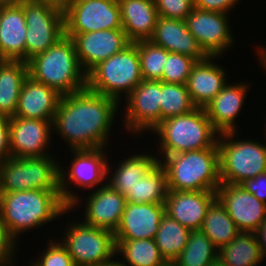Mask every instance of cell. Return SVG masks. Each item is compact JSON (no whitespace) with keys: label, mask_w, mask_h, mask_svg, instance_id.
<instances>
[{"label":"cell","mask_w":266,"mask_h":266,"mask_svg":"<svg viewBox=\"0 0 266 266\" xmlns=\"http://www.w3.org/2000/svg\"><path fill=\"white\" fill-rule=\"evenodd\" d=\"M119 107L116 100L87 87L61 96L53 131L56 130L70 150L106 148Z\"/></svg>","instance_id":"obj_1"},{"label":"cell","mask_w":266,"mask_h":266,"mask_svg":"<svg viewBox=\"0 0 266 266\" xmlns=\"http://www.w3.org/2000/svg\"><path fill=\"white\" fill-rule=\"evenodd\" d=\"M70 212L60 191L28 190L0 193V220L16 239ZM33 228V229H32ZM20 237V238H19Z\"/></svg>","instance_id":"obj_2"},{"label":"cell","mask_w":266,"mask_h":266,"mask_svg":"<svg viewBox=\"0 0 266 266\" xmlns=\"http://www.w3.org/2000/svg\"><path fill=\"white\" fill-rule=\"evenodd\" d=\"M28 75L65 96L87 86V73L82 69L74 41L64 35L45 52L27 61Z\"/></svg>","instance_id":"obj_3"},{"label":"cell","mask_w":266,"mask_h":266,"mask_svg":"<svg viewBox=\"0 0 266 266\" xmlns=\"http://www.w3.org/2000/svg\"><path fill=\"white\" fill-rule=\"evenodd\" d=\"M166 172L168 190L217 191L220 186L217 143L207 149L158 158Z\"/></svg>","instance_id":"obj_4"},{"label":"cell","mask_w":266,"mask_h":266,"mask_svg":"<svg viewBox=\"0 0 266 266\" xmlns=\"http://www.w3.org/2000/svg\"><path fill=\"white\" fill-rule=\"evenodd\" d=\"M151 132L159 138L157 150L160 155L158 153L157 158L211 148L217 143L219 136L205 109L201 107H196L187 114L167 118Z\"/></svg>","instance_id":"obj_5"},{"label":"cell","mask_w":266,"mask_h":266,"mask_svg":"<svg viewBox=\"0 0 266 266\" xmlns=\"http://www.w3.org/2000/svg\"><path fill=\"white\" fill-rule=\"evenodd\" d=\"M142 80L137 42H131L92 68L87 73L86 87L121 103L122 97L126 98Z\"/></svg>","instance_id":"obj_6"},{"label":"cell","mask_w":266,"mask_h":266,"mask_svg":"<svg viewBox=\"0 0 266 266\" xmlns=\"http://www.w3.org/2000/svg\"><path fill=\"white\" fill-rule=\"evenodd\" d=\"M237 132L219 134L217 139L221 183L242 184L266 172V143L244 140Z\"/></svg>","instance_id":"obj_7"},{"label":"cell","mask_w":266,"mask_h":266,"mask_svg":"<svg viewBox=\"0 0 266 266\" xmlns=\"http://www.w3.org/2000/svg\"><path fill=\"white\" fill-rule=\"evenodd\" d=\"M52 156H11L1 161L0 193L28 190L60 191V164L58 159Z\"/></svg>","instance_id":"obj_8"},{"label":"cell","mask_w":266,"mask_h":266,"mask_svg":"<svg viewBox=\"0 0 266 266\" xmlns=\"http://www.w3.org/2000/svg\"><path fill=\"white\" fill-rule=\"evenodd\" d=\"M70 151V154L73 155L72 162L69 163L71 164L70 169L65 171L64 166L61 167L60 165L59 173L61 197L70 211H73L79 207L78 204L81 199L80 196L76 195V192H72L73 189L70 190V184L73 182L74 186L72 187L86 188L85 190L90 188L96 190L99 184L104 186L103 183H107L105 180H107V164L109 161L106 156L108 151L106 148Z\"/></svg>","instance_id":"obj_9"},{"label":"cell","mask_w":266,"mask_h":266,"mask_svg":"<svg viewBox=\"0 0 266 266\" xmlns=\"http://www.w3.org/2000/svg\"><path fill=\"white\" fill-rule=\"evenodd\" d=\"M61 243L72 257L75 266H99L116 256L114 232L80 221L65 227Z\"/></svg>","instance_id":"obj_10"},{"label":"cell","mask_w":266,"mask_h":266,"mask_svg":"<svg viewBox=\"0 0 266 266\" xmlns=\"http://www.w3.org/2000/svg\"><path fill=\"white\" fill-rule=\"evenodd\" d=\"M23 9L27 25V62L64 36V12L59 6L35 0H24Z\"/></svg>","instance_id":"obj_11"},{"label":"cell","mask_w":266,"mask_h":266,"mask_svg":"<svg viewBox=\"0 0 266 266\" xmlns=\"http://www.w3.org/2000/svg\"><path fill=\"white\" fill-rule=\"evenodd\" d=\"M64 35L122 29L117 0H71L64 8Z\"/></svg>","instance_id":"obj_12"},{"label":"cell","mask_w":266,"mask_h":266,"mask_svg":"<svg viewBox=\"0 0 266 266\" xmlns=\"http://www.w3.org/2000/svg\"><path fill=\"white\" fill-rule=\"evenodd\" d=\"M125 99L123 125L128 133L150 132L161 122V81L142 80Z\"/></svg>","instance_id":"obj_13"},{"label":"cell","mask_w":266,"mask_h":266,"mask_svg":"<svg viewBox=\"0 0 266 266\" xmlns=\"http://www.w3.org/2000/svg\"><path fill=\"white\" fill-rule=\"evenodd\" d=\"M229 15L194 7L185 19L187 29L208 56L221 58L228 48L233 47L235 38L228 21Z\"/></svg>","instance_id":"obj_14"},{"label":"cell","mask_w":266,"mask_h":266,"mask_svg":"<svg viewBox=\"0 0 266 266\" xmlns=\"http://www.w3.org/2000/svg\"><path fill=\"white\" fill-rule=\"evenodd\" d=\"M53 120L11 117L9 138L11 156L17 158L44 157L48 153L53 135Z\"/></svg>","instance_id":"obj_15"},{"label":"cell","mask_w":266,"mask_h":266,"mask_svg":"<svg viewBox=\"0 0 266 266\" xmlns=\"http://www.w3.org/2000/svg\"><path fill=\"white\" fill-rule=\"evenodd\" d=\"M216 194L240 232H255L266 217V203L241 184L221 183Z\"/></svg>","instance_id":"obj_16"},{"label":"cell","mask_w":266,"mask_h":266,"mask_svg":"<svg viewBox=\"0 0 266 266\" xmlns=\"http://www.w3.org/2000/svg\"><path fill=\"white\" fill-rule=\"evenodd\" d=\"M82 69L88 73L98 63L122 51L131 42L123 29H109L76 34L73 38Z\"/></svg>","instance_id":"obj_17"},{"label":"cell","mask_w":266,"mask_h":266,"mask_svg":"<svg viewBox=\"0 0 266 266\" xmlns=\"http://www.w3.org/2000/svg\"><path fill=\"white\" fill-rule=\"evenodd\" d=\"M216 199V191L168 190L165 214L189 230H201L207 210Z\"/></svg>","instance_id":"obj_18"},{"label":"cell","mask_w":266,"mask_h":266,"mask_svg":"<svg viewBox=\"0 0 266 266\" xmlns=\"http://www.w3.org/2000/svg\"><path fill=\"white\" fill-rule=\"evenodd\" d=\"M164 215V204L127 202L115 240L154 239Z\"/></svg>","instance_id":"obj_19"},{"label":"cell","mask_w":266,"mask_h":266,"mask_svg":"<svg viewBox=\"0 0 266 266\" xmlns=\"http://www.w3.org/2000/svg\"><path fill=\"white\" fill-rule=\"evenodd\" d=\"M99 185L85 198L84 223L115 232L118 228L127 200L108 183Z\"/></svg>","instance_id":"obj_20"},{"label":"cell","mask_w":266,"mask_h":266,"mask_svg":"<svg viewBox=\"0 0 266 266\" xmlns=\"http://www.w3.org/2000/svg\"><path fill=\"white\" fill-rule=\"evenodd\" d=\"M227 83L225 87L204 107L206 114L219 133L238 131L236 118L247 98L249 83Z\"/></svg>","instance_id":"obj_21"},{"label":"cell","mask_w":266,"mask_h":266,"mask_svg":"<svg viewBox=\"0 0 266 266\" xmlns=\"http://www.w3.org/2000/svg\"><path fill=\"white\" fill-rule=\"evenodd\" d=\"M54 89L27 76L22 85L14 117L54 120L60 101Z\"/></svg>","instance_id":"obj_22"},{"label":"cell","mask_w":266,"mask_h":266,"mask_svg":"<svg viewBox=\"0 0 266 266\" xmlns=\"http://www.w3.org/2000/svg\"><path fill=\"white\" fill-rule=\"evenodd\" d=\"M216 59L218 56H208L192 67L186 85L196 107L204 108L228 83V73L224 67L215 63Z\"/></svg>","instance_id":"obj_23"},{"label":"cell","mask_w":266,"mask_h":266,"mask_svg":"<svg viewBox=\"0 0 266 266\" xmlns=\"http://www.w3.org/2000/svg\"><path fill=\"white\" fill-rule=\"evenodd\" d=\"M149 40L168 52L187 55L196 61L208 57L187 29L185 20L158 17L154 33Z\"/></svg>","instance_id":"obj_24"},{"label":"cell","mask_w":266,"mask_h":266,"mask_svg":"<svg viewBox=\"0 0 266 266\" xmlns=\"http://www.w3.org/2000/svg\"><path fill=\"white\" fill-rule=\"evenodd\" d=\"M26 32L23 2L0 6V57L26 62Z\"/></svg>","instance_id":"obj_25"},{"label":"cell","mask_w":266,"mask_h":266,"mask_svg":"<svg viewBox=\"0 0 266 266\" xmlns=\"http://www.w3.org/2000/svg\"><path fill=\"white\" fill-rule=\"evenodd\" d=\"M122 29L130 42L149 40L155 30L158 11L154 0H117Z\"/></svg>","instance_id":"obj_26"},{"label":"cell","mask_w":266,"mask_h":266,"mask_svg":"<svg viewBox=\"0 0 266 266\" xmlns=\"http://www.w3.org/2000/svg\"><path fill=\"white\" fill-rule=\"evenodd\" d=\"M158 162V158L153 153L130 154L123 161L120 160L118 167L113 168L107 164V183L117 192L126 196L139 180L145 176L149 170ZM116 170V171H115ZM115 172V173H114Z\"/></svg>","instance_id":"obj_27"},{"label":"cell","mask_w":266,"mask_h":266,"mask_svg":"<svg viewBox=\"0 0 266 266\" xmlns=\"http://www.w3.org/2000/svg\"><path fill=\"white\" fill-rule=\"evenodd\" d=\"M27 76V62L3 60L0 63V114L14 117L19 94Z\"/></svg>","instance_id":"obj_28"},{"label":"cell","mask_w":266,"mask_h":266,"mask_svg":"<svg viewBox=\"0 0 266 266\" xmlns=\"http://www.w3.org/2000/svg\"><path fill=\"white\" fill-rule=\"evenodd\" d=\"M218 259L226 266H259L264 261L255 232H240L218 250Z\"/></svg>","instance_id":"obj_29"},{"label":"cell","mask_w":266,"mask_h":266,"mask_svg":"<svg viewBox=\"0 0 266 266\" xmlns=\"http://www.w3.org/2000/svg\"><path fill=\"white\" fill-rule=\"evenodd\" d=\"M116 257L126 266H170L160 254L154 239L115 240Z\"/></svg>","instance_id":"obj_30"},{"label":"cell","mask_w":266,"mask_h":266,"mask_svg":"<svg viewBox=\"0 0 266 266\" xmlns=\"http://www.w3.org/2000/svg\"><path fill=\"white\" fill-rule=\"evenodd\" d=\"M168 194L166 172L159 161L143 176L125 198L130 203L165 204Z\"/></svg>","instance_id":"obj_31"},{"label":"cell","mask_w":266,"mask_h":266,"mask_svg":"<svg viewBox=\"0 0 266 266\" xmlns=\"http://www.w3.org/2000/svg\"><path fill=\"white\" fill-rule=\"evenodd\" d=\"M201 231L219 250L233 240L240 231L226 208L216 199L207 210Z\"/></svg>","instance_id":"obj_32"},{"label":"cell","mask_w":266,"mask_h":266,"mask_svg":"<svg viewBox=\"0 0 266 266\" xmlns=\"http://www.w3.org/2000/svg\"><path fill=\"white\" fill-rule=\"evenodd\" d=\"M191 230L170 218L167 214L162 217L154 241L160 254L171 265L187 245Z\"/></svg>","instance_id":"obj_33"},{"label":"cell","mask_w":266,"mask_h":266,"mask_svg":"<svg viewBox=\"0 0 266 266\" xmlns=\"http://www.w3.org/2000/svg\"><path fill=\"white\" fill-rule=\"evenodd\" d=\"M217 259L212 241L201 230H191L187 245L170 266H211Z\"/></svg>","instance_id":"obj_34"},{"label":"cell","mask_w":266,"mask_h":266,"mask_svg":"<svg viewBox=\"0 0 266 266\" xmlns=\"http://www.w3.org/2000/svg\"><path fill=\"white\" fill-rule=\"evenodd\" d=\"M161 121L191 112L196 106L191 101L186 84L161 81Z\"/></svg>","instance_id":"obj_35"},{"label":"cell","mask_w":266,"mask_h":266,"mask_svg":"<svg viewBox=\"0 0 266 266\" xmlns=\"http://www.w3.org/2000/svg\"><path fill=\"white\" fill-rule=\"evenodd\" d=\"M143 80L160 81L169 52L150 40L137 41Z\"/></svg>","instance_id":"obj_36"},{"label":"cell","mask_w":266,"mask_h":266,"mask_svg":"<svg viewBox=\"0 0 266 266\" xmlns=\"http://www.w3.org/2000/svg\"><path fill=\"white\" fill-rule=\"evenodd\" d=\"M197 61L187 55L169 52L160 81L173 84H186L193 65Z\"/></svg>","instance_id":"obj_37"},{"label":"cell","mask_w":266,"mask_h":266,"mask_svg":"<svg viewBox=\"0 0 266 266\" xmlns=\"http://www.w3.org/2000/svg\"><path fill=\"white\" fill-rule=\"evenodd\" d=\"M49 241V242H48ZM47 241L46 250L41 252V258L31 261L30 266H75L72 257L69 255L61 240L50 239ZM57 241V242H56Z\"/></svg>","instance_id":"obj_38"},{"label":"cell","mask_w":266,"mask_h":266,"mask_svg":"<svg viewBox=\"0 0 266 266\" xmlns=\"http://www.w3.org/2000/svg\"><path fill=\"white\" fill-rule=\"evenodd\" d=\"M159 17L185 20L194 9L193 0H154Z\"/></svg>","instance_id":"obj_39"},{"label":"cell","mask_w":266,"mask_h":266,"mask_svg":"<svg viewBox=\"0 0 266 266\" xmlns=\"http://www.w3.org/2000/svg\"><path fill=\"white\" fill-rule=\"evenodd\" d=\"M18 241L10 234L7 227L0 220V266H12L16 261Z\"/></svg>","instance_id":"obj_40"},{"label":"cell","mask_w":266,"mask_h":266,"mask_svg":"<svg viewBox=\"0 0 266 266\" xmlns=\"http://www.w3.org/2000/svg\"><path fill=\"white\" fill-rule=\"evenodd\" d=\"M194 7L207 10L230 14L231 9L235 8L239 0H193ZM241 1V0H240Z\"/></svg>","instance_id":"obj_41"},{"label":"cell","mask_w":266,"mask_h":266,"mask_svg":"<svg viewBox=\"0 0 266 266\" xmlns=\"http://www.w3.org/2000/svg\"><path fill=\"white\" fill-rule=\"evenodd\" d=\"M11 118L0 114V162L11 157L9 124Z\"/></svg>","instance_id":"obj_42"},{"label":"cell","mask_w":266,"mask_h":266,"mask_svg":"<svg viewBox=\"0 0 266 266\" xmlns=\"http://www.w3.org/2000/svg\"><path fill=\"white\" fill-rule=\"evenodd\" d=\"M241 185L258 200L266 203V172L247 179Z\"/></svg>","instance_id":"obj_43"},{"label":"cell","mask_w":266,"mask_h":266,"mask_svg":"<svg viewBox=\"0 0 266 266\" xmlns=\"http://www.w3.org/2000/svg\"><path fill=\"white\" fill-rule=\"evenodd\" d=\"M257 242L261 248L262 255L266 257V217L255 231Z\"/></svg>","instance_id":"obj_44"},{"label":"cell","mask_w":266,"mask_h":266,"mask_svg":"<svg viewBox=\"0 0 266 266\" xmlns=\"http://www.w3.org/2000/svg\"><path fill=\"white\" fill-rule=\"evenodd\" d=\"M257 49H259V51H258V57H259V61H260V66L262 67V68H265V72H266V48L264 47H262L261 45H260V47H258Z\"/></svg>","instance_id":"obj_45"},{"label":"cell","mask_w":266,"mask_h":266,"mask_svg":"<svg viewBox=\"0 0 266 266\" xmlns=\"http://www.w3.org/2000/svg\"><path fill=\"white\" fill-rule=\"evenodd\" d=\"M35 1L48 2L53 5L59 6L63 9L71 0H35Z\"/></svg>","instance_id":"obj_46"},{"label":"cell","mask_w":266,"mask_h":266,"mask_svg":"<svg viewBox=\"0 0 266 266\" xmlns=\"http://www.w3.org/2000/svg\"><path fill=\"white\" fill-rule=\"evenodd\" d=\"M114 258H116V257L111 258L109 261L103 262L99 266H126L119 259L116 260Z\"/></svg>","instance_id":"obj_47"},{"label":"cell","mask_w":266,"mask_h":266,"mask_svg":"<svg viewBox=\"0 0 266 266\" xmlns=\"http://www.w3.org/2000/svg\"><path fill=\"white\" fill-rule=\"evenodd\" d=\"M24 0H0V6L21 4Z\"/></svg>","instance_id":"obj_48"},{"label":"cell","mask_w":266,"mask_h":266,"mask_svg":"<svg viewBox=\"0 0 266 266\" xmlns=\"http://www.w3.org/2000/svg\"><path fill=\"white\" fill-rule=\"evenodd\" d=\"M211 266H226L223 262L217 259Z\"/></svg>","instance_id":"obj_49"}]
</instances>
